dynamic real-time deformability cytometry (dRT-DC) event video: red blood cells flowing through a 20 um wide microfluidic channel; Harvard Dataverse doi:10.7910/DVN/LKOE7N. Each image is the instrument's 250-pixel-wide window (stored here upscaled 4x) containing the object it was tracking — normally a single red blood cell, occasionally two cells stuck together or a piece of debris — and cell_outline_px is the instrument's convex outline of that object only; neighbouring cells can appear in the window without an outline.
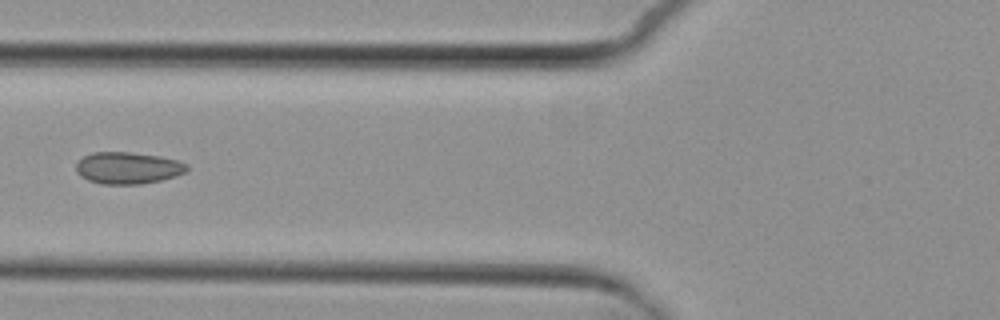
{"species": "common noctule bat (a hibernating species)", "species_latin": "Nyctalus noctula", "temperature_condition": "cold", "stored_images_in_passage": 8, "camera_frame_rate_fps": 3000, "um_per_image_px": 0.085, "animal": {"sex": "female", "body_mass_g": 29.2, "forearm_length_mm": 56.3}, "frame": {"image": 1, "passage_image": 8, "time_ms": 9.0, "image_size_px": [1000, 320], "cell_outline_px": [[188, 168], [184, 172], [176, 176], [160, 180], [140, 184], [100, 184], [88, 180], [80, 176], [76, 172], [76, 164], [84, 156], [92, 152], [128, 152], [160, 156], [176, 160], [188, 164]], "centroid_in_image_um": [10.85, 14.28], "position_along_channel_um": 115.0, "area_um2": 20.52}}